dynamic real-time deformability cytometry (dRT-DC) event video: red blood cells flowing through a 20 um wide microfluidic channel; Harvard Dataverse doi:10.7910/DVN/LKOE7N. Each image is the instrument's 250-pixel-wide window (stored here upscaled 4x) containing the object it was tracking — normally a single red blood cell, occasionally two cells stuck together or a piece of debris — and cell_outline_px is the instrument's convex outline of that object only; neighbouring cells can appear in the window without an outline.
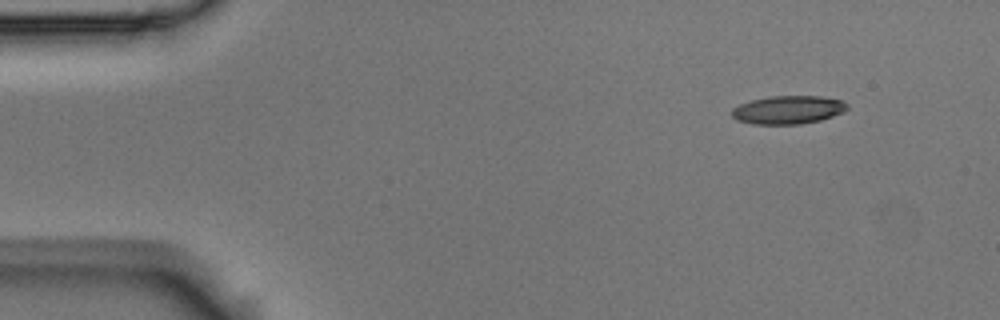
{"species": "Egyptian fruit bat (a non-hibernating species)", "species_latin": "Rousettus aegyptiacus", "temperature_condition": "room temperature", "stored_images_in_passage": 4, "camera_frame_rate_fps": 3000, "um_per_image_px": 0.085, "animal": {"sex": "male"}, "frame": {"image": 1, "passage_image": 1, "time_ms": 0.0, "image_size_px": [1000, 320], "cell_outline_px": [[848, 108], [844, 112], [820, 120], [800, 124], [752, 124], [736, 120], [732, 116], [732, 108], [740, 104], [752, 100], [768, 96], [820, 96], [840, 100], [848, 104]], "centroid_in_image_um": [66.98, 9.33], "position_along_channel_um": 18.0, "area_um2": 19.02}}